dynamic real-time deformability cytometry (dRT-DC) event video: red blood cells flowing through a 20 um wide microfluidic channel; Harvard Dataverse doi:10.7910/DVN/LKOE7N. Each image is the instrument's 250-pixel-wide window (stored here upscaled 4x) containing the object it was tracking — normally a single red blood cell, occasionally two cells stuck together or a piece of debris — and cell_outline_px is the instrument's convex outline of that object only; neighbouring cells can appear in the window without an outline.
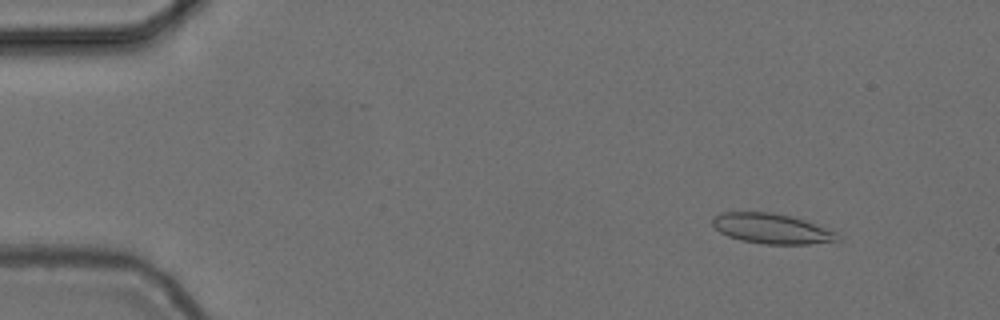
{"species": "common noctule bat (a hibernating species)", "species_latin": "Nyctalus noctula", "temperature_condition": "cold", "stored_images_in_passage": 53, "camera_frame_rate_fps": 3000, "um_per_image_px": 0.085, "animal": {"sex": "female", "body_mass_g": 24.6, "forearm_length_mm": 56.2}, "frame": {"image": 1, "passage_image": 4, "time_ms": 1.0, "image_size_px": [1000, 320], "cell_outline_px": [[840, 240], [808, 244], [764, 244], [740, 240], [728, 236], [720, 232], [712, 224], [712, 216], [720, 212], [772, 212], [792, 216], [804, 220], [836, 232]], "centroid_in_image_um": [65.54, 19.42], "position_along_channel_um": 19.5, "area_um2": 21.91}}
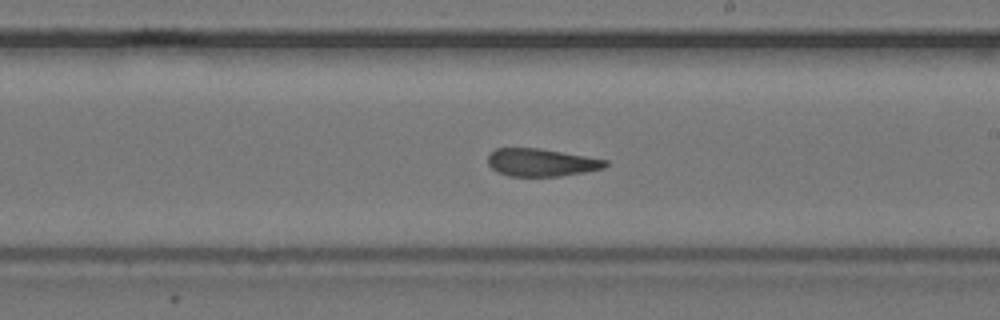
{"frame": {"image": 2, "passage_image": 30, "time_ms": 9.667, "image_size_px": [1000, 320], "cell_outline_px": [[608, 164], [604, 168], [584, 172], [560, 176], [508, 176], [496, 172], [488, 164], [488, 156], [496, 148], [540, 148], [608, 160]], "centroid_in_image_um": [46.0, 13.81], "position_along_channel_um": 243.0, "area_um2": 18.96}}
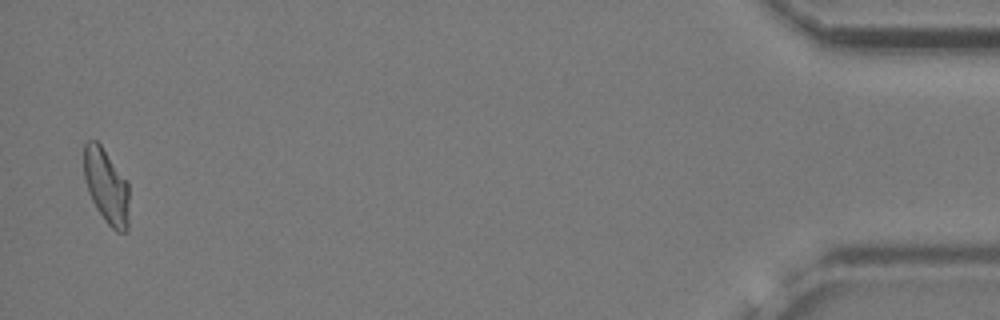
{"frame": {"image": 3, "passage_image": 52, "time_ms": 17.0, "image_size_px": [1000, 320], "cell_outline_px": [[128, 228], [124, 232], [116, 232], [104, 220], [96, 208], [88, 192], [84, 180], [84, 144], [88, 140], [96, 140], [100, 144], [128, 180]], "centroid_in_image_um": [9.04, 15.82], "position_along_channel_um": 426.2, "area_um2": 19.88}, "authors_computed_cell_mechanics": {"area_um2": 20.3456, "velocity_mm_per_s": 3.7157, "shape_relaxation_time_tau1_ms": null, "shape_relaxation_time_tau2_ms": 2.5637, "deformation_change_tau1": null, "deformation_change_tau2": 0.0879}}